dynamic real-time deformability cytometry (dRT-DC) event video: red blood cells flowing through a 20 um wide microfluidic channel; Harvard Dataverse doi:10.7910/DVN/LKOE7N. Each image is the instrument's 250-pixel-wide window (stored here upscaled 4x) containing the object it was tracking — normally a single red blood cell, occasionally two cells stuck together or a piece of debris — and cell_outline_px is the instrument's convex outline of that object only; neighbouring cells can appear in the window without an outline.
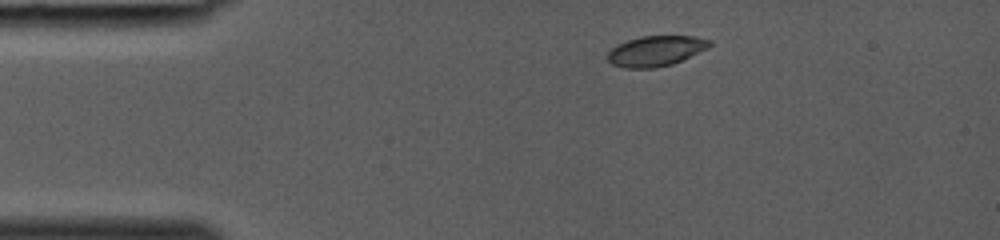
{"species": "common noctule bat (a hibernating species)", "species_latin": "Nyctalus noctula", "temperature_condition": "room temperature", "stored_images_in_passage": 26, "camera_frame_rate_fps": 3000, "um_per_image_px": 0.085, "animal": {"sex": "female", "body_mass_g": 19.0, "forearm_length_mm": 53.3}, "frame": {"image": 1, "passage_image": 1, "time_ms": 0.0, "image_size_px": [1000, 240], "cell_outline_px": [[712, 44], [708, 48], [672, 64], [656, 68], [624, 68], [612, 64], [608, 60], [608, 52], [616, 44], [640, 36], [696, 36], [712, 40]], "centroid_in_image_um": [55.75, 4.32], "position_along_channel_um": 29.3, "area_um2": 18.09}}
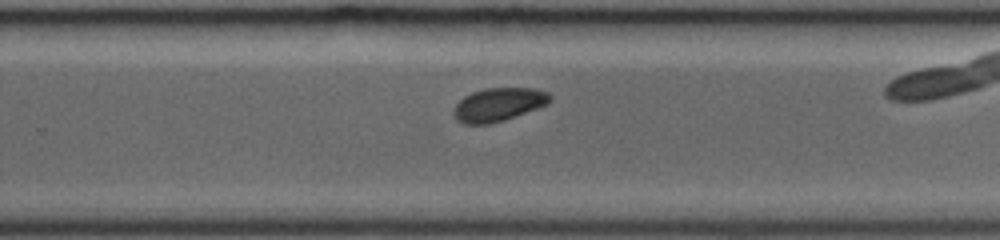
{"frame": {"image": 2, "passage_image": 19, "time_ms": 6.0, "image_size_px": [1000, 240], "cell_outline_px": [[552, 100], [548, 104], [504, 120], [488, 124], [464, 124], [456, 120], [452, 112], [456, 104], [464, 96], [472, 92], [488, 88], [532, 88], [548, 92], [552, 96]], "centroid_in_image_um": [42.37, 8.88], "position_along_channel_um": 287.4, "area_um2": 18.73}}
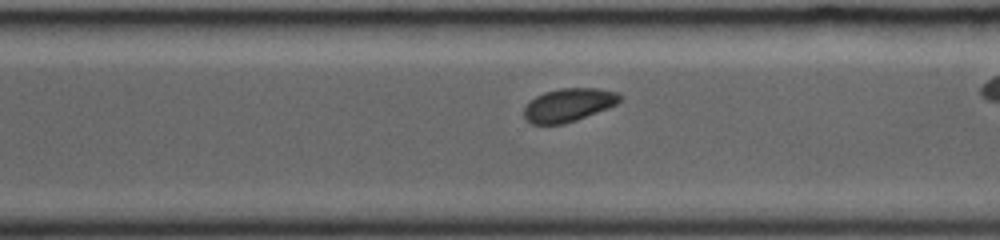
{"frame": {"image": 3, "passage_image": 21, "time_ms": 6.667, "image_size_px": [1000, 240], "cell_outline_px": [[620, 100], [616, 104], [608, 108], [576, 120], [564, 124], [532, 124], [524, 116], [524, 108], [536, 96], [544, 92], [560, 88], [600, 88], [616, 92], [620, 96]], "centroid_in_image_um": [48.33, 8.91], "position_along_channel_um": 322.3, "area_um2": 18.38}}